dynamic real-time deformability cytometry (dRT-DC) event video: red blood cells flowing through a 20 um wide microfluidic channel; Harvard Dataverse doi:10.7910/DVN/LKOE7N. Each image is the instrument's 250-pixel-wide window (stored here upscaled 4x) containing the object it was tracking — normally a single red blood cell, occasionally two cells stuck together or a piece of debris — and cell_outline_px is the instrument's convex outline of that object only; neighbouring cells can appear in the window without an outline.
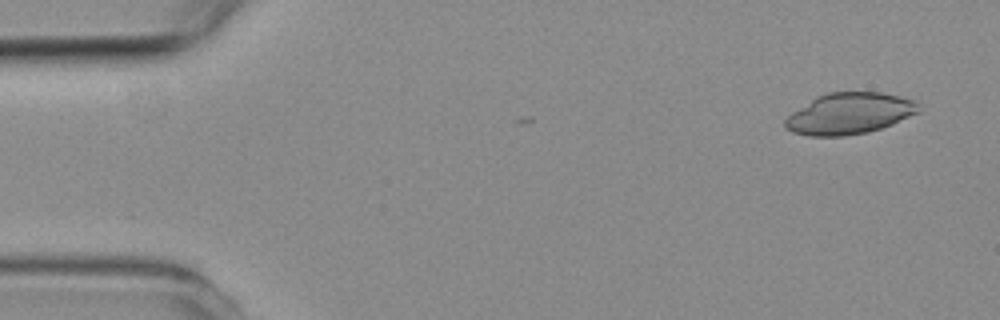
{"species": "common noctule bat (a hibernating species)", "species_latin": "Nyctalus noctula", "temperature_condition": "room temperature", "stored_images_in_passage": 5, "segment_of_instrument_passage": [2, 2], "camera_frame_rate_fps": 3000, "um_per_image_px": 0.085, "animal": {"sex": "female", "body_mass_g": 19.3, "forearm_length_mm": 54.1}, "frame": {"image": 1, "passage_image": 5, "time_ms": 4.667, "image_size_px": [1000, 320], "cell_outline_px": [[920, 112], [892, 124], [868, 132], [844, 136], [808, 136], [792, 132], [784, 128], [784, 120], [792, 112], [816, 96], [828, 92], [880, 92], [900, 96], [916, 100], [920, 104]], "centroid_in_image_um": [72.2, 9.65], "position_along_channel_um": 12.8, "area_um2": 32.37}}